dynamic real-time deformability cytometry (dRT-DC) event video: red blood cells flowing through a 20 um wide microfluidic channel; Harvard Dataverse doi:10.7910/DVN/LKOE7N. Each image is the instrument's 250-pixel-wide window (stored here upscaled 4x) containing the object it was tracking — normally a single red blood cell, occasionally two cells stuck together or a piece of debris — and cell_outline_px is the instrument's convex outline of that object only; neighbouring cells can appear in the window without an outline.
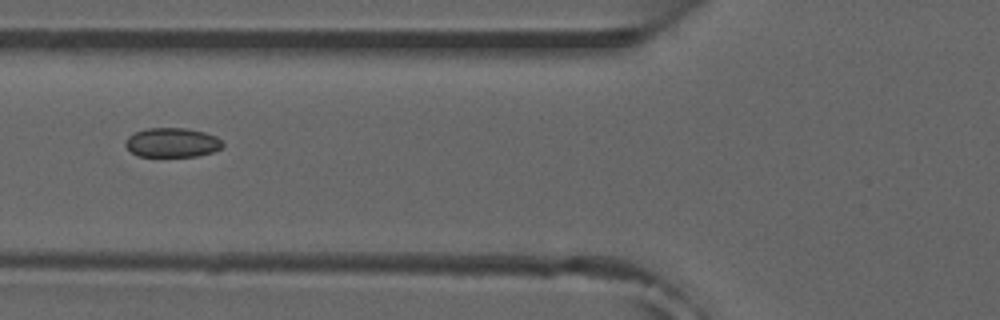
{"species": "common noctule bat (a hibernating species)", "species_latin": "Nyctalus noctula", "temperature_condition": "room temperature", "stored_images_in_passage": 38, "camera_frame_rate_fps": 3000, "um_per_image_px": 0.085, "animal": {"sex": "male", "forearm_length_mm": 52.5}, "frame": {"image": 1, "passage_image": 6, "time_ms": 1.667, "image_size_px": [1000, 320], "cell_outline_px": [[224, 144], [220, 148], [212, 152], [196, 156], [136, 156], [124, 144], [124, 140], [128, 136], [136, 132], [148, 128], [184, 128], [204, 132], [216, 136]], "centroid_in_image_um": [14.61, 12.12], "position_along_channel_um": 111.2, "area_um2": 16.53}, "authors_computed_cell_mechanics": {"area_um2": 16.7042, "velocity_mm_per_s": 3.9127, "shape_relaxation_time_tau1_ms": null, "shape_relaxation_time_tau2_ms": 7.9129, "deformation_change_tau1": null, "deformation_change_tau2": 0.1106}}